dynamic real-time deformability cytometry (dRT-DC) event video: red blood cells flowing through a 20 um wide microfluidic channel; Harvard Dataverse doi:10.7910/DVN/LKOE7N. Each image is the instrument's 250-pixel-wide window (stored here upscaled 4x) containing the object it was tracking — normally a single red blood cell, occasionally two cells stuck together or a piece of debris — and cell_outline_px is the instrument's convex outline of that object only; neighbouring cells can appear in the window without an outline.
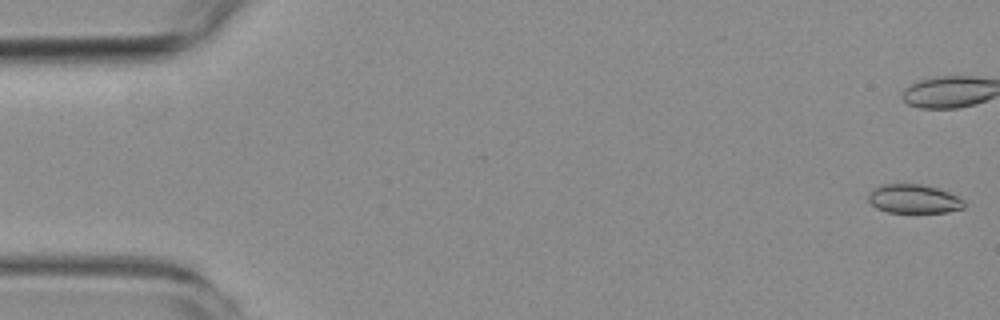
{"species": "common noctule bat (a hibernating species)", "species_latin": "Nyctalus noctula", "temperature_condition": "room temperature", "stored_images_in_passage": 6, "camera_frame_rate_fps": 3000, "um_per_image_px": 0.085, "animal": {"sex": "female", "body_mass_g": 19.3, "forearm_length_mm": 54.1}, "frame": {"image": 1, "passage_image": 1, "time_ms": 0.0, "image_size_px": [1000, 320], "cell_outline_px": [[964, 208], [948, 212], [888, 212], [876, 208], [868, 200], [868, 192], [872, 188], [880, 184], [920, 184], [940, 188], [964, 200]], "centroid_in_image_um": [77.64, 16.89], "position_along_channel_um": 7.4, "area_um2": 16.24}}